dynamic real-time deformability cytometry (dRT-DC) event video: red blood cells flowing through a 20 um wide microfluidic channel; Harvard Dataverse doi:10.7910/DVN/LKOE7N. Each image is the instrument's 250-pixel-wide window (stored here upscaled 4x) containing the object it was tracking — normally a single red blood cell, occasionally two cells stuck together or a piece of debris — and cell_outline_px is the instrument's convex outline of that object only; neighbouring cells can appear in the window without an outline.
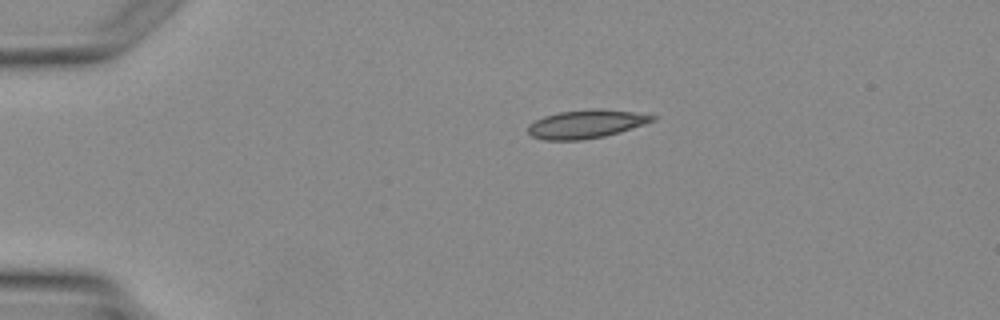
{"species": "Egyptian fruit bat (a non-hibernating species)", "species_latin": "Rousettus aegyptiacus", "temperature_condition": "warm", "stored_images_in_passage": 2, "camera_frame_rate_fps": 3000, "um_per_image_px": 0.085, "animal": {"sex": "female"}, "frame": {"image": 1, "passage_image": 1, "time_ms": 0.0, "image_size_px": [1000, 320], "cell_outline_px": [[656, 120], [644, 124], [604, 136], [580, 140], [544, 140], [532, 136], [528, 132], [528, 124], [544, 116], [560, 112], [600, 108], [632, 112], [656, 116]], "centroid_in_image_um": [49.79, 10.54], "position_along_channel_um": 35.2, "area_um2": 20.29}}